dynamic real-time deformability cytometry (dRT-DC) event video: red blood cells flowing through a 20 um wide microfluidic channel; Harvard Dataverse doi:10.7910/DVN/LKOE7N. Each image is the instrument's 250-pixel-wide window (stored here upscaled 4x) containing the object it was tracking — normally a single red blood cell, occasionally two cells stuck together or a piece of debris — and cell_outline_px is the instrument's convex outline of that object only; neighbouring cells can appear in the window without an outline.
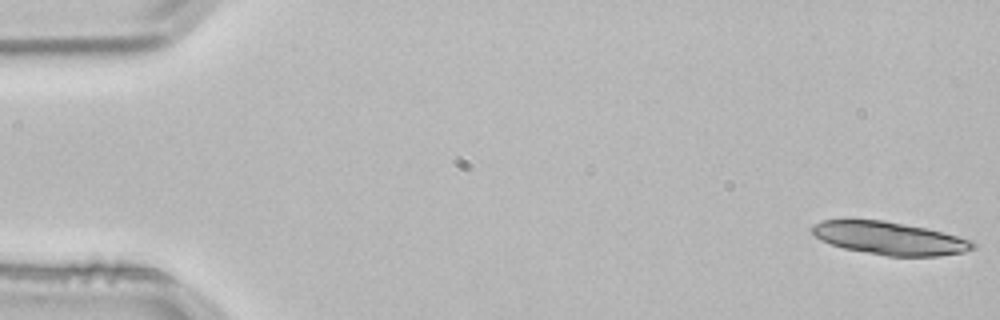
{"species": "common noctule bat (a hibernating species)", "species_latin": "Nyctalus noctula", "temperature_condition": "room temperature", "stored_images_in_passage": 4, "camera_frame_rate_fps": 3000, "um_per_image_px": 0.085, "animal": {"sex": "male", "body_mass_g": 21.5, "forearm_length_mm": 52.0}, "frame": {"image": 1, "passage_image": 1, "time_ms": 0.0, "image_size_px": [1000, 320], "cell_outline_px": [[976, 248], [964, 252], [936, 256], [888, 256], [844, 248], [820, 240], [808, 228], [812, 224], [820, 220], [884, 220], [944, 232], [972, 240], [976, 244]], "centroid_in_image_um": [75.61, 20.25], "position_along_channel_um": 9.4, "area_um2": 30.75}}